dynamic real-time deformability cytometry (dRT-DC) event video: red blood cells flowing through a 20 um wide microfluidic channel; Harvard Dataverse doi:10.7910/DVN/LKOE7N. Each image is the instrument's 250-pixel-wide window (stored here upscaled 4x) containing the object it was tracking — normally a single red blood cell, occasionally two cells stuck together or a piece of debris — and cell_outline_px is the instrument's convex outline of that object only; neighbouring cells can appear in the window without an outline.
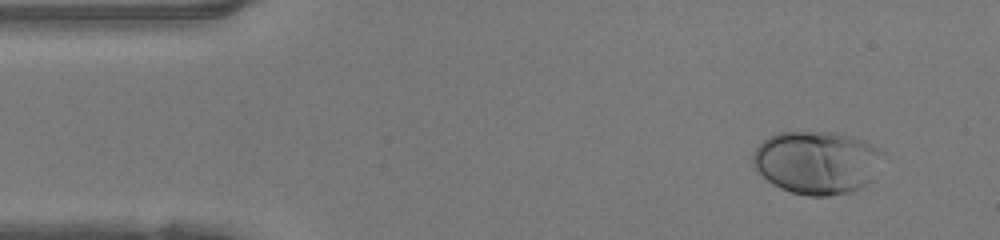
{"species": "human", "species_latin": "Homo sapiens", "temperature_condition": "warm", "stored_images_in_passage": 45, "camera_frame_rate_fps": 3000, "um_per_image_px": 0.085, "donor": {"sex": "female"}, "frame": {"image": 1, "passage_image": 1, "time_ms": 0.0, "image_size_px": [1000, 240], "cell_outline_px": [[884, 152], [868, 180], [864, 184], [848, 192], [828, 196], [808, 196], [792, 192], [780, 188], [772, 184], [752, 164], [752, 156], [756, 148], [768, 136], [776, 132], [832, 132], [864, 140], [880, 148]], "centroid_in_image_um": [69.37, 13.78], "position_along_channel_um": 15.6, "area_um2": 47.05}}
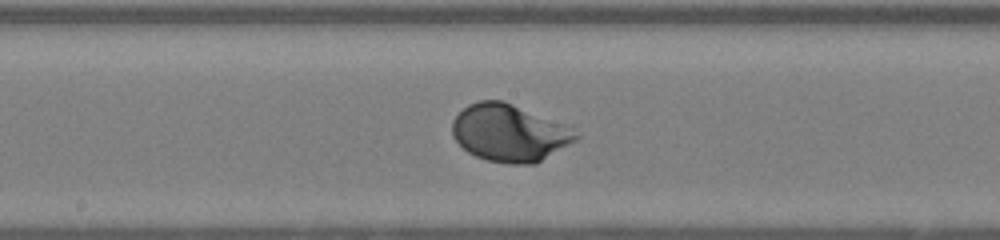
{"frame": {"image": 2, "passage_image": 21, "time_ms": 6.667, "image_size_px": [1000, 240], "cell_outline_px": [[580, 136], [576, 140], [536, 164], [508, 164], [488, 160], [476, 156], [468, 152], [452, 136], [452, 120], [468, 104], [480, 100], [504, 100], [572, 128]], "centroid_in_image_um": [43.28, 11.3], "position_along_channel_um": 204.9, "area_um2": 40.98}}
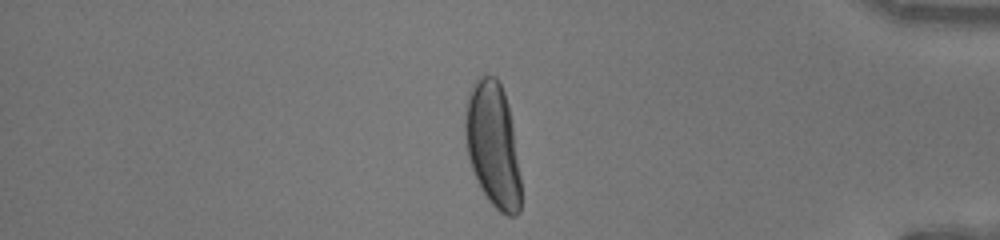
{"frame": {"image": 3, "passage_image": 37, "time_ms": 12.0, "image_size_px": [1000, 240], "cell_outline_px": [[520, 212], [516, 216], [508, 216], [500, 212], [488, 200], [480, 188], [472, 168], [468, 156], [464, 132], [464, 104], [468, 92], [472, 84], [484, 72], [496, 76], [504, 92], [508, 104], [512, 120], [520, 176]], "centroid_in_image_um": [41.87, 12.25], "position_along_channel_um": 393.3, "area_um2": 41.21}, "authors_computed_cell_mechanics": {"area_um2": 40.9802, "velocity_mm_per_s": 4.1923, "shape_relaxation_time_tau1_ms": 2.1572, "shape_relaxation_time_tau2_ms": null, "deformation_change_tau1": 0.1554, "deformation_change_tau2": null}}